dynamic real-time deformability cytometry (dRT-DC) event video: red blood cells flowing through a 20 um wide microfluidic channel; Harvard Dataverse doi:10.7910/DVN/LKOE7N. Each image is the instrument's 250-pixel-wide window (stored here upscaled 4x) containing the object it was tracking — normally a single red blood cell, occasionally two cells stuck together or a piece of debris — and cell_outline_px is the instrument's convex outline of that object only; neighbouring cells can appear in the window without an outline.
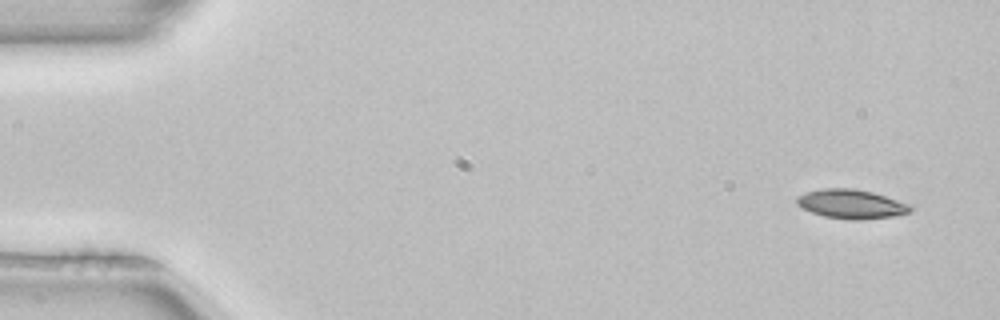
{"species": "common noctule bat (a hibernating species)", "species_latin": "Nyctalus noctula", "temperature_condition": "room temperature", "stored_images_in_passage": 4, "camera_frame_rate_fps": 3000, "um_per_image_px": 0.085, "animal": {"sex": "female", "body_mass_g": 22.7, "forearm_length_mm": 54.2}, "frame": {"image": 1, "passage_image": 1, "time_ms": 0.0, "image_size_px": [1000, 320], "cell_outline_px": [[912, 212], [892, 216], [856, 220], [852, 220], [824, 216], [812, 212], [796, 204], [796, 196], [804, 192], [820, 188], [852, 188], [872, 192], [908, 204], [912, 208]], "centroid_in_image_um": [72.3, 17.33], "position_along_channel_um": 12.7, "area_um2": 19.13}}
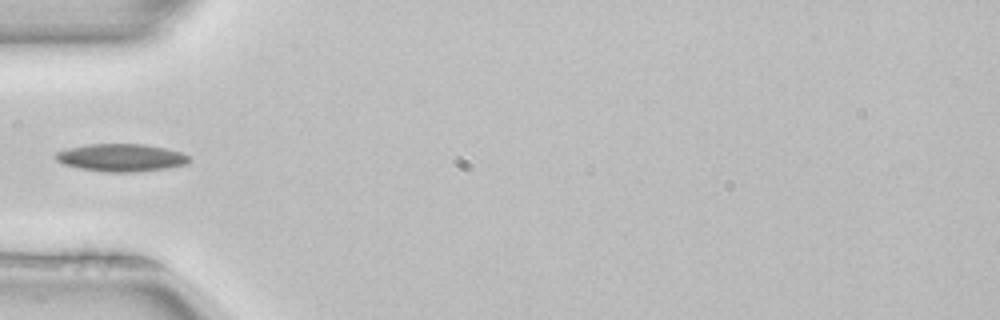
{"frame": {"image": 2, "passage_image": 4, "time_ms": 1.0, "image_size_px": [1000, 320], "cell_outline_px": [[192, 160], [188, 164], [168, 168], [132, 172], [104, 172], [80, 168], [64, 164], [56, 160], [52, 156], [56, 152], [68, 148], [88, 144], [144, 144], [164, 148], [180, 152], [192, 156]], "centroid_in_image_um": [10.32, 13.4], "position_along_channel_um": 74.7, "area_um2": 21.68}}